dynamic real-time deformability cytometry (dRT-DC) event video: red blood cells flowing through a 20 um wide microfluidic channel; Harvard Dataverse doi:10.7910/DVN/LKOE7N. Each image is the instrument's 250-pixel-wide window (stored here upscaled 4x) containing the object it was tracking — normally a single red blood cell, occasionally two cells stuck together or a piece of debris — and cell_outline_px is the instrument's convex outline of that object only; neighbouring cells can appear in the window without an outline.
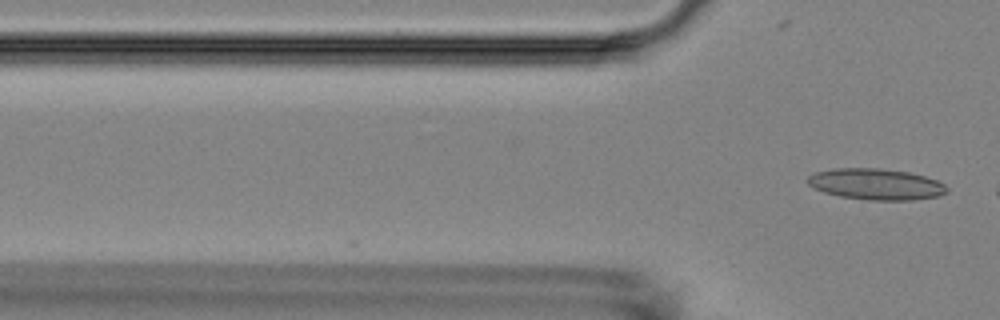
{"species": "Egyptian fruit bat (a non-hibernating species)", "species_latin": "Rousettus aegyptiacus", "temperature_condition": "room temperature", "stored_images_in_passage": 3, "camera_frame_rate_fps": 3000, "um_per_image_px": 0.085, "animal": {"sex": "female"}, "frame": {"image": 1, "passage_image": 3, "time_ms": 2.333, "image_size_px": [1000, 320], "cell_outline_px": [[948, 192], [936, 196], [912, 200], [868, 200], [840, 196], [824, 192], [812, 188], [808, 184], [808, 176], [816, 172], [832, 168], [880, 168], [908, 172], [924, 176], [936, 180], [944, 184], [948, 188]], "centroid_in_image_um": [74.44, 15.65], "position_along_channel_um": 51.4, "area_um2": 25.26}}